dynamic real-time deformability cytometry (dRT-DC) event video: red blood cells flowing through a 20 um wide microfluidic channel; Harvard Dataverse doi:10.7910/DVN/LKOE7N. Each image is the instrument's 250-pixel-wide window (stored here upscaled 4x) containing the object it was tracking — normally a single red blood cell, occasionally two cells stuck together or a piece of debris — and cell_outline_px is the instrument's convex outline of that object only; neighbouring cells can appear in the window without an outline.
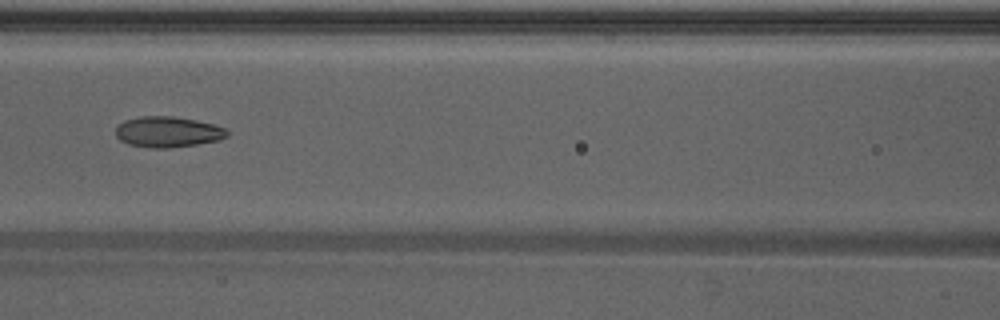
{"species": "Egyptian fruit bat (a non-hibernating species)", "species_latin": "Rousettus aegyptiacus", "temperature_condition": "warm", "stored_images_in_passage": 47, "camera_frame_rate_fps": 3000, "um_per_image_px": 0.085, "animal": {"sex": "male"}, "frame": {"image": 1, "passage_image": 21, "time_ms": 6.667, "image_size_px": [1000, 320], "cell_outline_px": [[228, 136], [220, 140], [196, 144], [168, 148], [152, 148], [128, 144], [120, 140], [116, 136], [116, 128], [124, 120], [140, 116], [172, 116], [196, 120], [212, 124], [224, 128], [228, 132]], "centroid_in_image_um": [14.25, 11.21], "position_along_channel_um": 152.3, "area_um2": 19.88}, "authors_computed_cell_mechanics": {"area_um2": 20.808, "velocity_mm_per_s": 4.3174, "shape_relaxation_time_tau1_ms": 4.676, "shape_relaxation_time_tau2_ms": 1.8492, "deformation_change_tau1": 0.1572, "deformation_change_tau2": 0.0857}}